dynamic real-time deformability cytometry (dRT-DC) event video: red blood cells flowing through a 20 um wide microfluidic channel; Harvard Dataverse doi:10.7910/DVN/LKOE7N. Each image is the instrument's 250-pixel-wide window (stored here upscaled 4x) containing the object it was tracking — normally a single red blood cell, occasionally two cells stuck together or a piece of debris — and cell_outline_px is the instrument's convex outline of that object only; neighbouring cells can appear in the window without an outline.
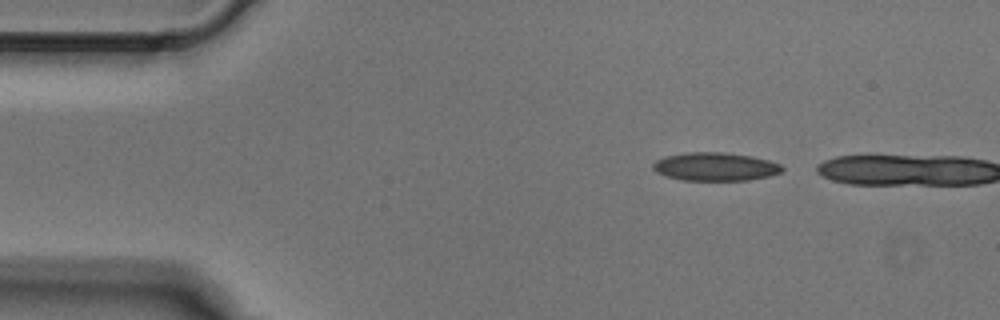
{"species": "Egyptian fruit bat (a non-hibernating species)", "species_latin": "Rousettus aegyptiacus", "temperature_condition": "cold", "stored_images_in_passage": 2, "camera_frame_rate_fps": 3000, "um_per_image_px": 0.085, "animal": {"sex": "male"}, "frame": {"image": 1, "passage_image": 1, "time_ms": 0.0, "image_size_px": [1000, 320], "cell_outline_px": [[784, 168], [780, 172], [768, 176], [748, 180], [684, 180], [668, 176], [656, 172], [652, 168], [652, 164], [656, 160], [664, 156], [688, 152], [724, 152], [752, 156], [768, 160], [780, 164]], "centroid_in_image_um": [60.78, 14.15], "position_along_channel_um": 24.2, "area_um2": 21.21}}